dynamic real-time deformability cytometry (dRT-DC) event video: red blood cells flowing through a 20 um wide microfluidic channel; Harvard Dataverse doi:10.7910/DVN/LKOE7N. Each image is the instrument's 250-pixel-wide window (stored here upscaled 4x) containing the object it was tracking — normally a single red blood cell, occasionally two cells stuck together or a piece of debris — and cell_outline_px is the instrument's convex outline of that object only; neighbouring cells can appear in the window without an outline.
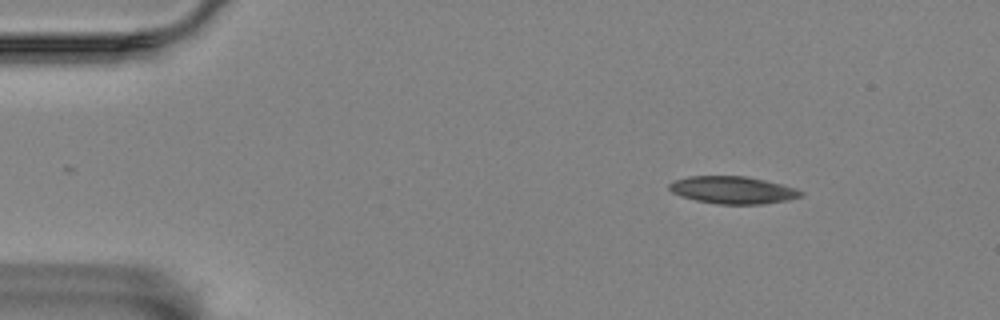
{"species": "Egyptian fruit bat (a non-hibernating species)", "species_latin": "Rousettus aegyptiacus", "temperature_condition": "room temperature", "stored_images_in_passage": 51, "camera_frame_rate_fps": 3000, "um_per_image_px": 0.085, "animal": {"sex": "female"}, "frame": {"image": 1, "passage_image": 1, "time_ms": 0.0, "image_size_px": [1000, 320], "cell_outline_px": [[804, 196], [788, 200], [760, 204], [716, 204], [696, 200], [680, 196], [672, 192], [668, 188], [668, 184], [672, 180], [688, 176], [744, 176], [764, 180], [796, 188], [804, 192]], "centroid_in_image_um": [62.26, 16.15], "position_along_channel_um": 22.7, "area_um2": 21.1}}
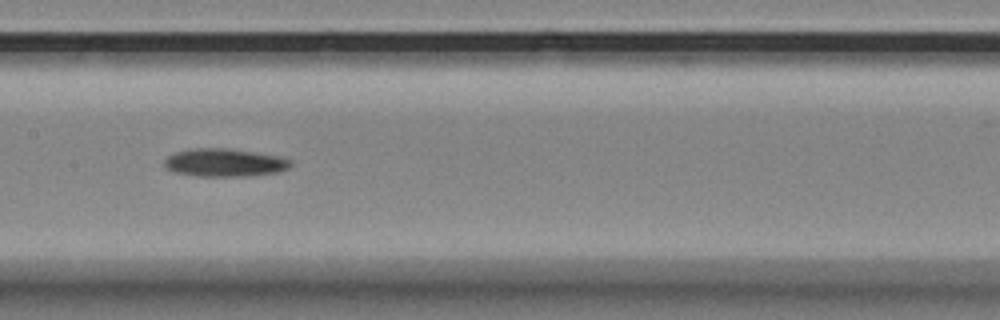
{"frame": {"image": 2, "passage_image": 22, "time_ms": 7.0, "image_size_px": [1000, 320], "cell_outline_px": [[292, 164], [288, 168], [276, 172], [244, 176], [196, 176], [172, 172], [164, 168], [164, 160], [168, 156], [176, 152], [196, 148], [224, 148], [280, 156], [292, 160]], "centroid_in_image_um": [19.05, 13.83], "position_along_channel_um": 188.4, "area_um2": 20.52}}
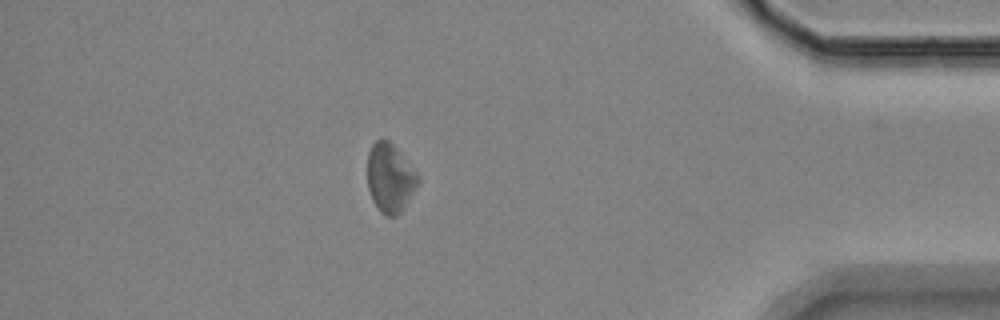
{"frame": {"image": 3, "passage_image": 44, "time_ms": 14.333, "image_size_px": [1000, 320], "cell_outline_px": [[420, 180], [404, 208], [396, 216], [384, 216], [380, 212], [372, 200], [368, 188], [368, 152], [372, 144], [376, 140], [388, 140], [396, 148], [420, 176]], "centroid_in_image_um": [33.15, 15.15], "position_along_channel_um": 402.1, "area_um2": 20.17}, "authors_computed_cell_mechanics": {"area_um2": 20.519, "velocity_mm_per_s": 3.4245, "shape_relaxation_time_tau1_ms": 6.5563, "shape_relaxation_time_tau2_ms": null, "deformation_change_tau1": 0.1066, "deformation_change_tau2": null}}